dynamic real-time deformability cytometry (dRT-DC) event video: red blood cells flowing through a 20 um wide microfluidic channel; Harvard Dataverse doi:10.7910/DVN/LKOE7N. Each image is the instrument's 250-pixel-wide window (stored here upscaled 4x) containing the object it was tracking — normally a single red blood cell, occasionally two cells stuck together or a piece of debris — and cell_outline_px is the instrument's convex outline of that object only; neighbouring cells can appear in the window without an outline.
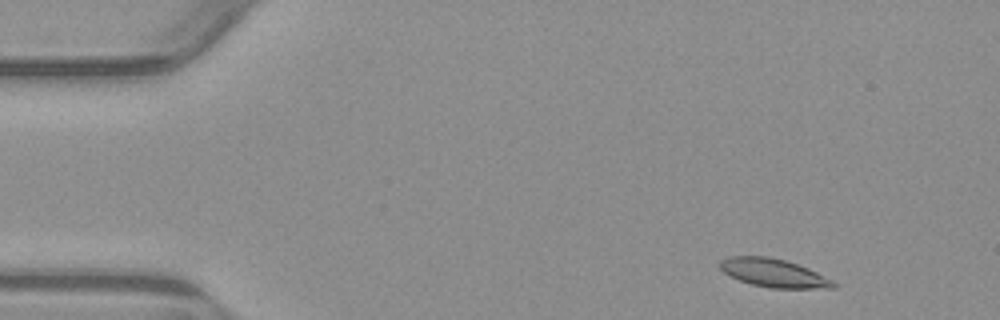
{"species": "common noctule bat (a hibernating species)", "species_latin": "Nyctalus noctula", "temperature_condition": "warm", "stored_images_in_passage": 4, "camera_frame_rate_fps": 3000, "um_per_image_px": 0.085, "animal": {"sex": "male", "body_mass_g": 23.1, "forearm_length_mm": 52.7}, "frame": {"image": 1, "passage_image": 1, "time_ms": 0.0, "image_size_px": [1000, 320], "cell_outline_px": [[840, 284], [836, 288], [772, 288], [752, 284], [740, 280], [724, 272], [716, 264], [720, 260], [728, 256], [768, 256], [784, 260], [808, 268]], "centroid_in_image_um": [65.76, 23.2], "position_along_channel_um": 19.2, "area_um2": 18.73}}
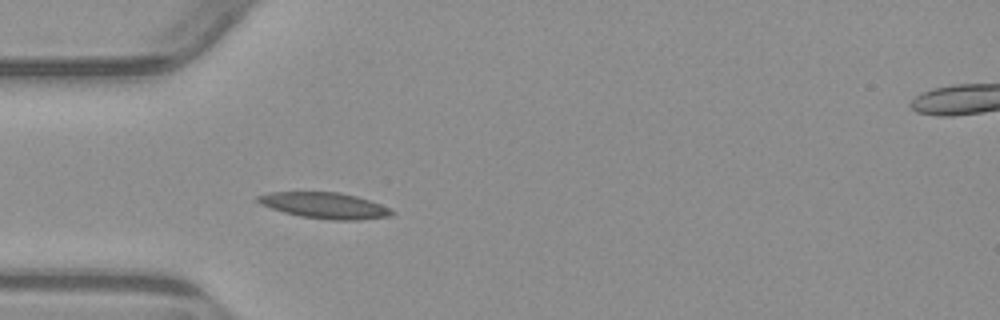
{"frame": {"image": 2, "passage_image": 4, "time_ms": 3.333, "image_size_px": [1000, 320], "cell_outline_px": [[396, 212], [392, 216], [360, 220], [332, 220], [300, 216], [284, 212], [260, 204], [256, 200], [256, 196], [268, 192], [340, 192], [356, 196], [380, 204]], "centroid_in_image_um": [27.6, 17.47], "position_along_channel_um": 57.4, "area_um2": 20.29}}